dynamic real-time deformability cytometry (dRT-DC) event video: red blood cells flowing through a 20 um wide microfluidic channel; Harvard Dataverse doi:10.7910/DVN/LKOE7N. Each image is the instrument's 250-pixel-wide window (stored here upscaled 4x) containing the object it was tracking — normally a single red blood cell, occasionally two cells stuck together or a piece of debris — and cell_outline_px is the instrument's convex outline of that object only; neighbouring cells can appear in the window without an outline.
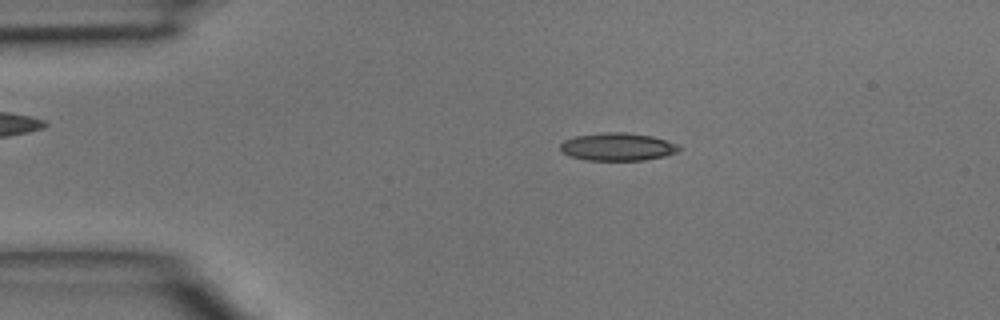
{"species": "common noctule bat (a hibernating species)", "species_latin": "Nyctalus noctula", "temperature_condition": "room temperature", "stored_images_in_passage": 45, "camera_frame_rate_fps": 3000, "um_per_image_px": 0.085, "animal": {"sex": "male", "body_mass_g": 15.6}, "frame": {"image": 1, "passage_image": 8, "time_ms": 2.333, "image_size_px": [1000, 320], "cell_outline_px": [[680, 148], [676, 152], [664, 156], [644, 160], [588, 160], [568, 156], [560, 148], [560, 144], [564, 140], [576, 136], [608, 132], [624, 132], [652, 136], [676, 144]], "centroid_in_image_um": [52.46, 12.48], "position_along_channel_um": 32.5, "area_um2": 18.96}}
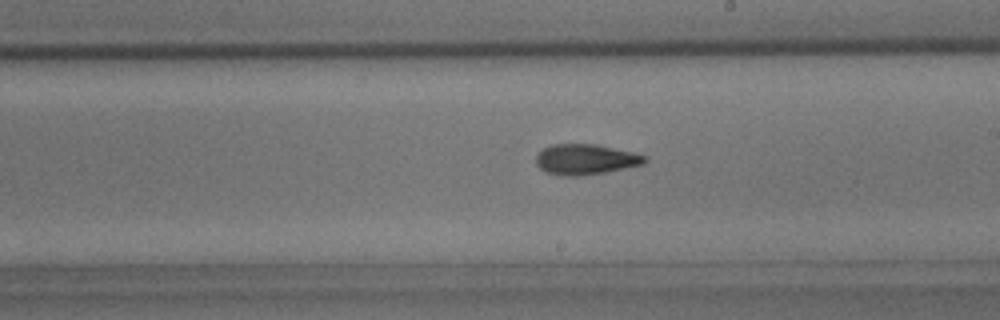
{"frame": {"image": 2, "passage_image": 25, "time_ms": 8.0, "image_size_px": [1000, 320], "cell_outline_px": [[648, 160], [644, 164], [604, 172], [580, 176], [564, 176], [544, 172], [536, 164], [536, 156], [544, 148], [552, 144], [596, 144], [632, 152], [648, 156]], "centroid_in_image_um": [49.77, 13.55], "position_along_channel_um": 239.2, "area_um2": 19.31}}
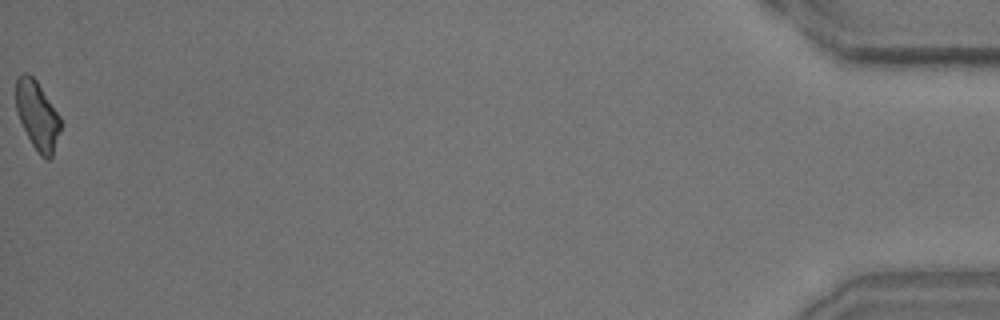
{"frame": {"image": 3, "passage_image": 45, "time_ms": 14.667, "image_size_px": [1000, 320], "cell_outline_px": [[60, 128], [52, 156], [48, 160], [44, 160], [40, 156], [32, 144], [16, 112], [16, 76], [24, 72], [32, 76], [36, 80], [60, 116]], "centroid_in_image_um": [3.15, 9.8], "position_along_channel_um": 432.0, "area_um2": 17.63}}